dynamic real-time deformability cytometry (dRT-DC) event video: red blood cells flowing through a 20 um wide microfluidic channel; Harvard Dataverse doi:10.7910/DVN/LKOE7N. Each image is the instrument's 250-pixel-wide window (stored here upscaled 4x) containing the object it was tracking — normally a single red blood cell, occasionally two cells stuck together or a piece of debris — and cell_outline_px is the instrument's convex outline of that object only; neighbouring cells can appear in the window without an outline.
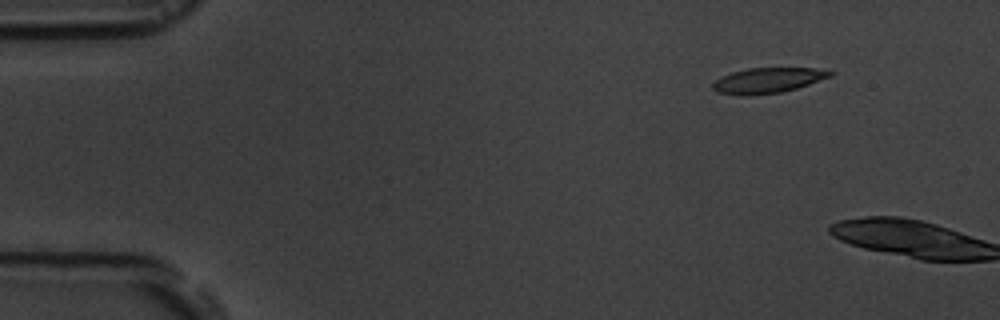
{"species": "common noctule bat (a hibernating species)", "species_latin": "Nyctalus noctula", "temperature_condition": "room temperature", "stored_images_in_passage": 3, "camera_frame_rate_fps": 3000, "um_per_image_px": 0.085, "animal": {"sex": "male", "body_mass_g": 19.5, "forearm_length_mm": 54.6}, "frame": {"image": 1, "passage_image": 2, "time_ms": 1.333, "image_size_px": [1000, 320], "cell_outline_px": [[836, 72], [832, 76], [796, 88], [780, 92], [740, 96], [716, 92], [712, 88], [712, 84], [716, 80], [732, 72], [748, 68], [816, 68]], "centroid_in_image_um": [65.26, 6.83], "position_along_channel_um": 19.7, "area_um2": 17.17}}